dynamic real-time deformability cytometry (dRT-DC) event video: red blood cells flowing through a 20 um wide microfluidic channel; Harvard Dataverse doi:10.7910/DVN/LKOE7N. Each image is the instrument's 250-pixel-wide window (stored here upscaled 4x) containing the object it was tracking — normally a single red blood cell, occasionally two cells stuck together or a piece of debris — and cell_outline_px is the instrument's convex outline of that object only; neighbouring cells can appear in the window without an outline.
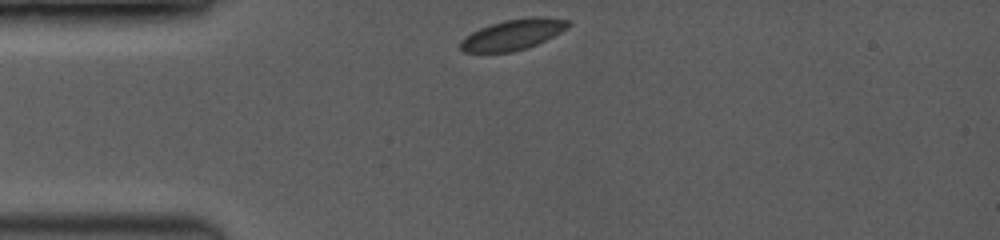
{"species": "common noctule bat (a hibernating species)", "species_latin": "Nyctalus noctula", "temperature_condition": "room temperature", "stored_images_in_passage": 37, "camera_frame_rate_fps": 3500, "um_per_image_px": 0.085, "animal": {"sex": "female", "body_mass_g": 19.0, "forearm_length_mm": 53.3}, "frame": {"image": 1, "passage_image": 1, "time_ms": 0.0, "image_size_px": [1000, 240], "cell_outline_px": [[572, 24], [560, 32], [536, 44], [512, 52], [464, 52], [460, 48], [460, 40], [464, 36], [480, 28], [504, 20], [528, 16], [544, 16], [568, 20]], "centroid_in_image_um": [43.58, 2.92], "position_along_channel_um": 41.4, "area_um2": 19.13}}
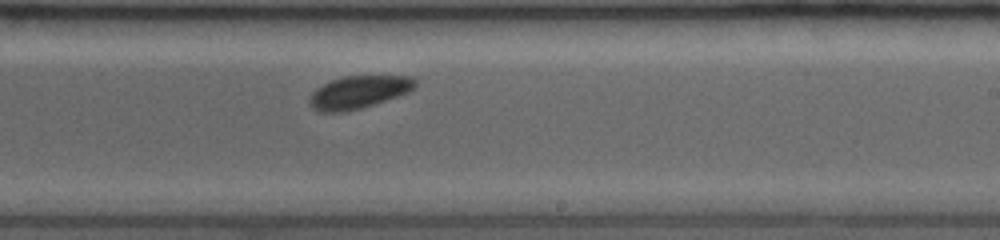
{"frame": {"image": 2, "passage_image": 22, "time_ms": 6.0, "image_size_px": [1000, 240], "cell_outline_px": [[416, 88], [408, 92], [376, 104], [348, 112], [320, 112], [312, 108], [308, 104], [308, 100], [312, 92], [316, 88], [332, 80], [344, 76], [412, 76], [416, 80]], "centroid_in_image_um": [30.48, 7.85], "position_along_channel_um": 258.5, "area_um2": 20.35}}
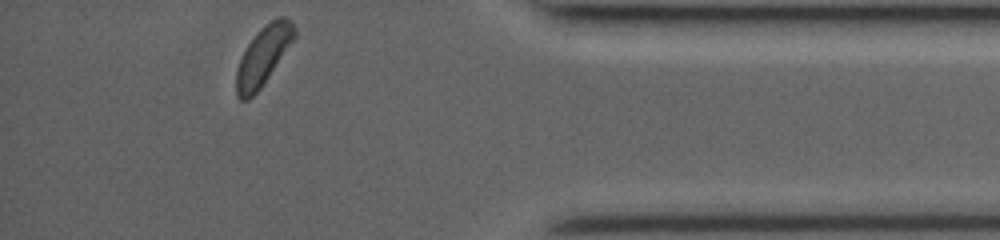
{"frame": {"image": 3, "passage_image": 37, "time_ms": 10.286, "image_size_px": [1000, 240], "cell_outline_px": [[296, 36], [260, 88], [248, 100], [240, 100], [236, 96], [236, 68], [248, 44], [276, 16], [284, 16], [292, 20], [296, 28]], "centroid_in_image_um": [22.38, 4.75], "position_along_channel_um": 412.8, "area_um2": 19.31}, "authors_computed_cell_mechanics": {"area_um2": 19.7676, "velocity_mm_per_s": 4.0468, "shape_relaxation_time_tau1_ms": 1.4965, "shape_relaxation_time_tau2_ms": null, "deformation_change_tau1": 0.0747, "deformation_change_tau2": null}}